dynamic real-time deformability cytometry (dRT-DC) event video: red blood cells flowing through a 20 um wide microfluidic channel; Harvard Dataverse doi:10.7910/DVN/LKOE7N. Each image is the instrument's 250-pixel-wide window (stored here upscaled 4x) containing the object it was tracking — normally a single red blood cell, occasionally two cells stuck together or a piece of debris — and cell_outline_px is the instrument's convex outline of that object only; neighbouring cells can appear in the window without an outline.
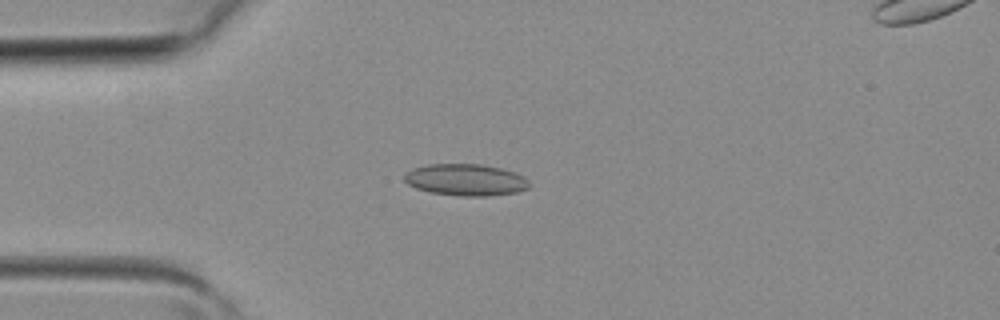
{"species": "common noctule bat (a hibernating species)", "species_latin": "Nyctalus noctula", "temperature_condition": "room temperature", "stored_images_in_passage": 3, "camera_frame_rate_fps": 3000, "um_per_image_px": 0.085, "animal": {"sex": "female", "body_mass_g": 19.3, "forearm_length_mm": 54.1}, "frame": {"image": 1, "passage_image": 3, "time_ms": 0.667, "image_size_px": [1000, 320], "cell_outline_px": [[528, 188], [516, 192], [488, 196], [460, 196], [432, 192], [416, 188], [408, 184], [404, 180], [404, 176], [412, 168], [428, 164], [480, 164], [500, 168], [516, 172], [524, 176], [528, 180]], "centroid_in_image_um": [39.59, 15.28], "position_along_channel_um": 45.4, "area_um2": 23.0}}